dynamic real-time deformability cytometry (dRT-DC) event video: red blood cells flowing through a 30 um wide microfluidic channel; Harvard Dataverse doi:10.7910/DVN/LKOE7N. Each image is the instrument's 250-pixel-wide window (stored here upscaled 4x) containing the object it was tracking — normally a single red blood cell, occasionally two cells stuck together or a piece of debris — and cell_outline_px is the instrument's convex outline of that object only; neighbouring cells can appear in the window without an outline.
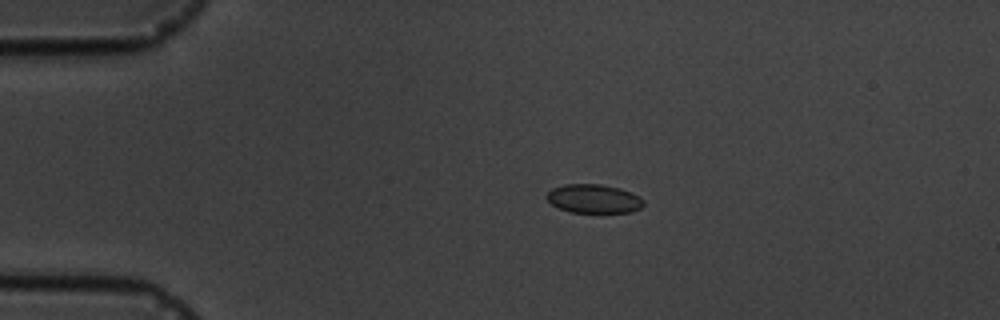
{"species": "common noctule bat (a hibernating species)", "species_latin": "Nyctalus noctula", "temperature_condition": "cold", "stored_images_in_passage": 6, "camera_frame_rate_fps": 3000, "um_per_image_px": 0.085, "animal": {"sex": "male", "body_mass_g": 19.5, "forearm_length_mm": 54.6}, "frame": {"image": 1, "passage_image": 4, "time_ms": 3.333, "image_size_px": [1000, 320], "cell_outline_px": [[644, 204], [640, 208], [632, 212], [572, 212], [560, 208], [552, 204], [544, 196], [552, 188], [564, 184], [600, 184], [620, 188], [632, 192], [640, 196], [644, 200]], "centroid_in_image_um": [50.49, 16.88], "position_along_channel_um": 34.5, "area_um2": 16.3}}
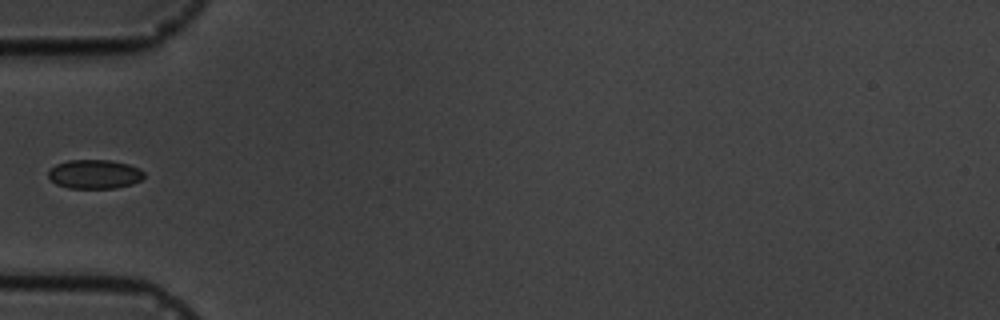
{"frame": {"image": 2, "passage_image": 6, "time_ms": 5.667, "image_size_px": [1000, 320], "cell_outline_px": [[144, 176], [140, 180], [132, 184], [116, 188], [68, 188], [56, 184], [48, 176], [48, 172], [56, 164], [68, 160], [112, 160], [128, 164], [140, 168], [144, 172]], "centroid_in_image_um": [8.05, 14.8], "position_along_channel_um": 76.9, "area_um2": 16.24}}